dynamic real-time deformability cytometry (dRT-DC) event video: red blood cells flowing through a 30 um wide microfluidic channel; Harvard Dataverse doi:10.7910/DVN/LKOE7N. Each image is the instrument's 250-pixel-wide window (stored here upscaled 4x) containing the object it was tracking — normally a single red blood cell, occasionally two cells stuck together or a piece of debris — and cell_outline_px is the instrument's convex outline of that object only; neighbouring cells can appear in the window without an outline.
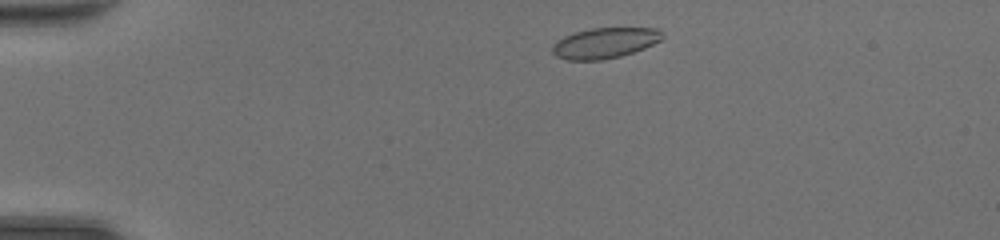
{"species": "common noctule bat (a hibernating species)", "species_latin": "Nyctalus noctula", "temperature_condition": "room temperature", "stored_images_in_passage": 41, "camera_frame_rate_fps": 3000, "um_per_image_px": 0.085, "animal": {"sex": "female", "body_mass_g": 20.0, "forearm_length_mm": 54.0}, "frame": {"image": 1, "passage_image": 3, "time_ms": 0.667, "image_size_px": [1000, 240], "cell_outline_px": [[664, 36], [660, 40], [644, 48], [620, 56], [600, 60], [568, 60], [556, 56], [552, 52], [552, 44], [556, 40], [564, 36], [576, 32], [592, 28], [660, 28]], "centroid_in_image_um": [51.39, 3.65], "position_along_channel_um": 33.6, "area_um2": 19.54}}
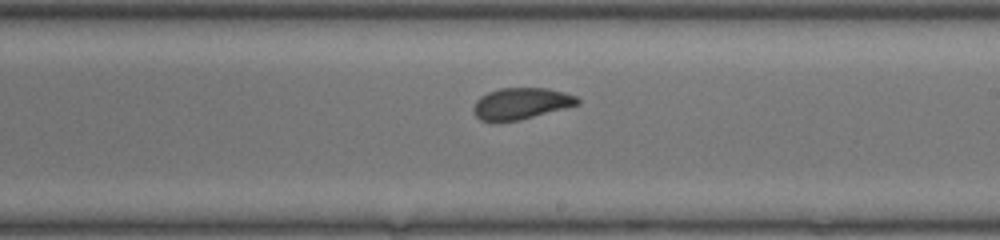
{"frame": {"image": 2, "passage_image": 22, "time_ms": 7.0, "image_size_px": [1000, 240], "cell_outline_px": [[580, 104], [520, 120], [492, 124], [480, 120], [476, 116], [472, 108], [476, 100], [480, 96], [488, 92], [500, 88], [548, 88], [564, 92], [576, 96], [580, 100]], "centroid_in_image_um": [44.24, 8.82], "position_along_channel_um": 244.8, "area_um2": 19.48}}
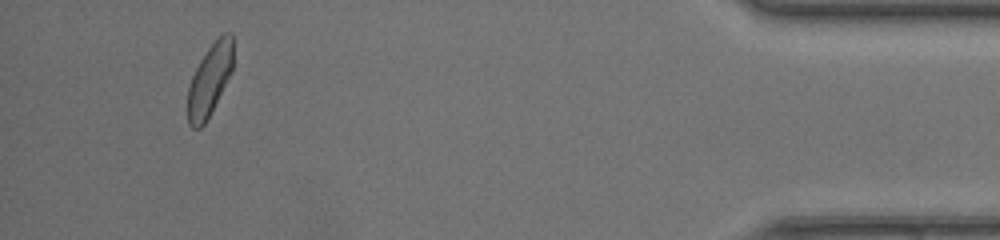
{"frame": {"image": 3, "passage_image": 38, "time_ms": 12.333, "image_size_px": [1000, 240], "cell_outline_px": [[232, 72], [204, 124], [200, 128], [192, 128], [188, 124], [188, 88], [192, 76], [200, 60], [208, 48], [224, 32], [232, 32]], "centroid_in_image_um": [17.81, 6.79], "position_along_channel_um": 417.4, "area_um2": 18.61}, "authors_computed_cell_mechanics": {"area_um2": 19.5942, "velocity_mm_per_s": 4.3868, "shape_relaxation_time_tau1_ms": 2.9744, "shape_relaxation_time_tau2_ms": 0.9506, "deformation_change_tau1": 0.1082, "deformation_change_tau2": 0.0506}}